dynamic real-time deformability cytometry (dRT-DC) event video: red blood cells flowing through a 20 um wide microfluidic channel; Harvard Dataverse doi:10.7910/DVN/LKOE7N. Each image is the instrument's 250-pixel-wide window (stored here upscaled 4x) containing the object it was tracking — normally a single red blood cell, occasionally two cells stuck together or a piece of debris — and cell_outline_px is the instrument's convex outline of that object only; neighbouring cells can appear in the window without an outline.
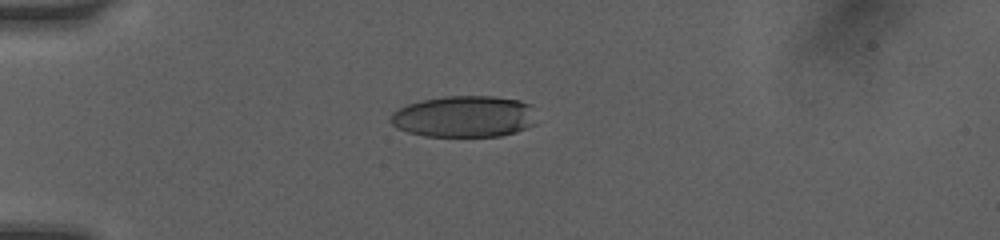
{"species": "human", "species_latin": "Homo sapiens", "temperature_condition": "room temperature", "stored_images_in_passage": 3, "camera_frame_rate_fps": 3000, "um_per_image_px": 0.085, "donor": {"sex": "female"}, "frame": {"image": 1, "passage_image": 2, "time_ms": 1.0, "image_size_px": [1000, 240], "cell_outline_px": [[536, 124], [528, 128], [516, 132], [500, 136], [424, 136], [408, 132], [396, 128], [392, 124], [392, 112], [408, 104], [424, 100], [444, 96], [492, 96], [520, 100], [532, 104]], "centroid_in_image_um": [39.51, 9.9], "position_along_channel_um": 45.5, "area_um2": 35.43}}